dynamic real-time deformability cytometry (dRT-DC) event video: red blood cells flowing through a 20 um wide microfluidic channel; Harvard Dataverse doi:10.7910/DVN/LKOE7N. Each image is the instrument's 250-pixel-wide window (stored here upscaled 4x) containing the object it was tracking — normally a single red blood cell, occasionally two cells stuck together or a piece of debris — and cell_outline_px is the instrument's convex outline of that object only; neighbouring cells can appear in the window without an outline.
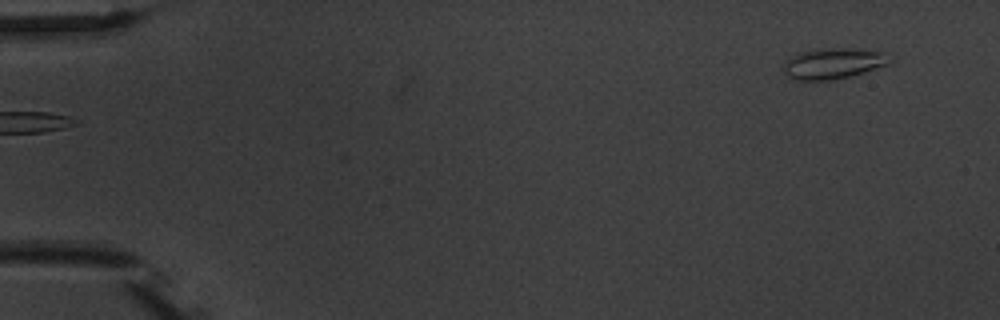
{"species": "common noctule bat (a hibernating species)", "species_latin": "Nyctalus noctula", "temperature_condition": "warm", "stored_images_in_passage": 3, "segment_of_instrument_passage": [2, 2], "camera_frame_rate_fps": 3000, "um_per_image_px": 0.085, "animal": {"sex": "male", "body_mass_g": 20.1, "forearm_length_mm": 53.5}, "frame": {"image": 1, "passage_image": 3, "time_ms": 2.333, "image_size_px": [1000, 320], "cell_outline_px": [[888, 64], [852, 76], [832, 80], [792, 80], [784, 76], [784, 64], [792, 56], [800, 52], [828, 48], [844, 48], [884, 52]], "centroid_in_image_um": [70.74, 5.42], "position_along_channel_um": 14.3, "area_um2": 18.73}}